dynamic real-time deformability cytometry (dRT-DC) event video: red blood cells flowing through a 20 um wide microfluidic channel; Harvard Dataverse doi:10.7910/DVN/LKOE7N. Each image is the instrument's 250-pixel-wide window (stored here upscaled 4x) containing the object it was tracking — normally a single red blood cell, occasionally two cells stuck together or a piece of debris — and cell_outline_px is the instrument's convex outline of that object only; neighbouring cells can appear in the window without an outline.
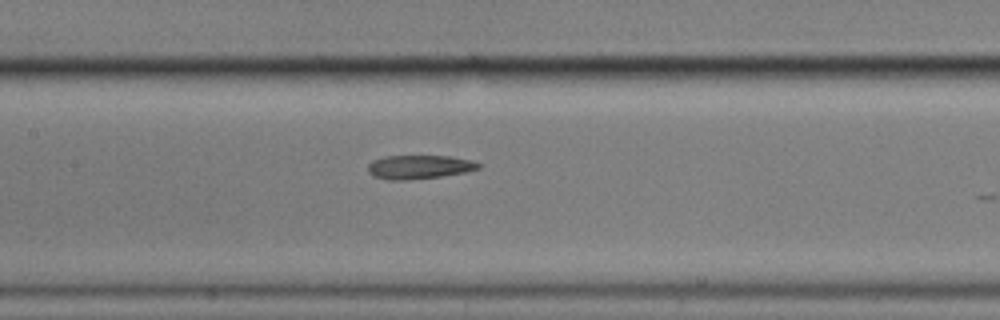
{"species": "common noctule bat (a hibernating species)", "species_latin": "Nyctalus noctula", "temperature_condition": "cold", "stored_images_in_passage": 8, "camera_frame_rate_fps": 3000, "um_per_image_px": 0.085, "animal": {"sex": "male", "body_mass_g": 17.9}, "frame": {"image": 1, "passage_image": 8, "time_ms": 9.333, "image_size_px": [1000, 320], "cell_outline_px": [[484, 164], [480, 168], [464, 172], [440, 176], [404, 180], [388, 180], [372, 176], [368, 172], [368, 164], [372, 160], [384, 156], [452, 156], [472, 160]], "centroid_in_image_um": [35.63, 14.18], "position_along_channel_um": 171.8, "area_um2": 15.43}}